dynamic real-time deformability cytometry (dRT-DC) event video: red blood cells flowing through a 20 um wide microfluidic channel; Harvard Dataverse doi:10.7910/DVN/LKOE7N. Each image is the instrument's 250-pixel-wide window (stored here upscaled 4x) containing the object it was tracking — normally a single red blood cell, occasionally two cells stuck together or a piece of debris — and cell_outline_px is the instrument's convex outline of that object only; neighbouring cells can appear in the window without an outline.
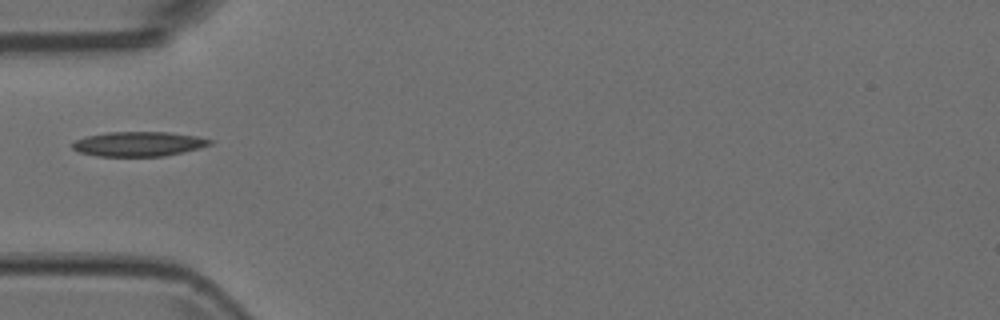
{"species": "Egyptian fruit bat (a non-hibernating species)", "species_latin": "Rousettus aegyptiacus", "temperature_condition": "room temperature", "stored_images_in_passage": 2, "camera_frame_rate_fps": 3000, "um_per_image_px": 0.085, "animal": {"sex": "female"}, "frame": {"image": 1, "passage_image": 1, "time_ms": 0.0, "image_size_px": [1000, 320], "cell_outline_px": [[212, 144], [164, 156], [100, 156], [80, 152], [72, 148], [72, 144], [76, 140], [84, 136], [108, 132], [168, 132], [196, 136], [212, 140]], "centroid_in_image_um": [11.74, 12.22], "position_along_channel_um": 73.3, "area_um2": 19.48}}
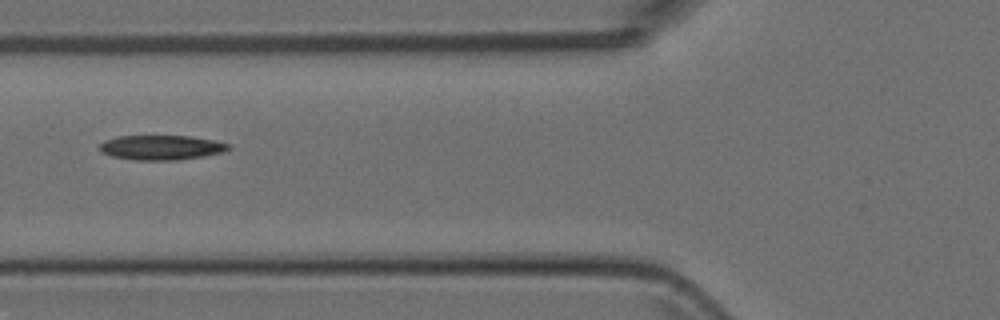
{"frame": {"image": 2, "passage_image": 2, "time_ms": 0.333, "image_size_px": [1000, 320], "cell_outline_px": [[232, 148], [220, 152], [200, 156], [176, 160], [136, 160], [112, 156], [100, 152], [100, 144], [104, 140], [116, 136], [192, 136], [232, 144]], "centroid_in_image_um": [13.68, 12.53], "position_along_channel_um": 112.1, "area_um2": 18.44}}